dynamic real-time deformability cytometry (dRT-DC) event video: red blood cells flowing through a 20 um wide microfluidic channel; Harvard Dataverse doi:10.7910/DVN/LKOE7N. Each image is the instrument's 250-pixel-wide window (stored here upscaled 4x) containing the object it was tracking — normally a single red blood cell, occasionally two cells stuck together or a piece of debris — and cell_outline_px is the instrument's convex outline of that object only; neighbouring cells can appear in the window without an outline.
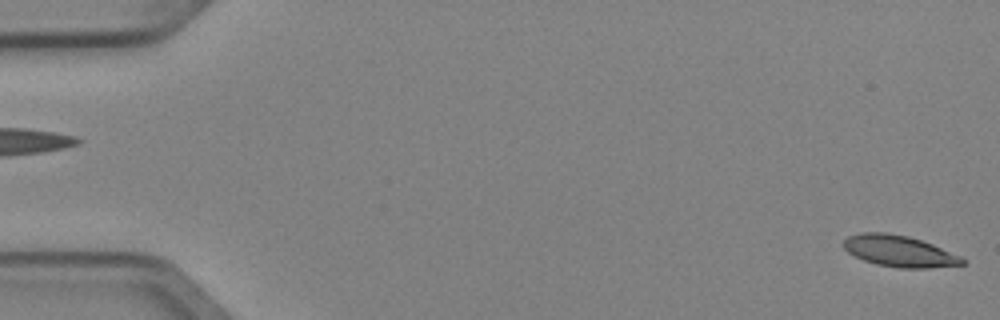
{"species": "Egyptian fruit bat (a non-hibernating species)", "species_latin": "Rousettus aegyptiacus", "temperature_condition": "cold", "stored_images_in_passage": 2, "segment_of_instrument_passage": [2, 2], "camera_frame_rate_fps": 3000, "um_per_image_px": 0.085, "animal": {"sex": "female"}, "frame": {"image": 1, "passage_image": 2, "time_ms": 0.333, "image_size_px": [1000, 320], "cell_outline_px": [[964, 264], [928, 268], [900, 268], [876, 264], [864, 260], [848, 252], [844, 248], [844, 240], [848, 236], [860, 232], [884, 232], [908, 236], [932, 244], [960, 256], [964, 260]], "centroid_in_image_um": [76.41, 21.34], "position_along_channel_um": 8.6, "area_um2": 21.44}}